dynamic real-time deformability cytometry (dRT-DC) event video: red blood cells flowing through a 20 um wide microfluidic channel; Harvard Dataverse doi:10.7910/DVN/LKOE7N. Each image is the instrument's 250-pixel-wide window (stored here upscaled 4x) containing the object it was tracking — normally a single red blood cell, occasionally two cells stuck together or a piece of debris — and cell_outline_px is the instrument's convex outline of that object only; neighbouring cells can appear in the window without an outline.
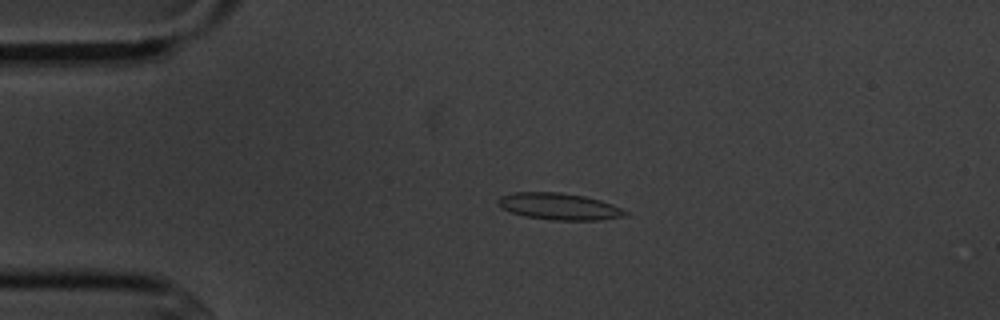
{"species": "common noctule bat (a hibernating species)", "species_latin": "Nyctalus noctula", "temperature_condition": "cold", "stored_images_in_passage": 3, "camera_frame_rate_fps": 3000, "um_per_image_px": 0.085, "animal": {"sex": "male", "body_mass_g": 20.1, "forearm_length_mm": 53.5}, "frame": {"image": 1, "passage_image": 2, "time_ms": 2.0, "image_size_px": [1000, 320], "cell_outline_px": [[628, 216], [600, 220], [552, 220], [524, 216], [512, 212], [496, 204], [496, 200], [500, 196], [516, 192], [560, 192], [584, 196], [600, 200], [612, 204], [628, 212]], "centroid_in_image_um": [47.53, 17.55], "position_along_channel_um": 37.5, "area_um2": 19.83}}